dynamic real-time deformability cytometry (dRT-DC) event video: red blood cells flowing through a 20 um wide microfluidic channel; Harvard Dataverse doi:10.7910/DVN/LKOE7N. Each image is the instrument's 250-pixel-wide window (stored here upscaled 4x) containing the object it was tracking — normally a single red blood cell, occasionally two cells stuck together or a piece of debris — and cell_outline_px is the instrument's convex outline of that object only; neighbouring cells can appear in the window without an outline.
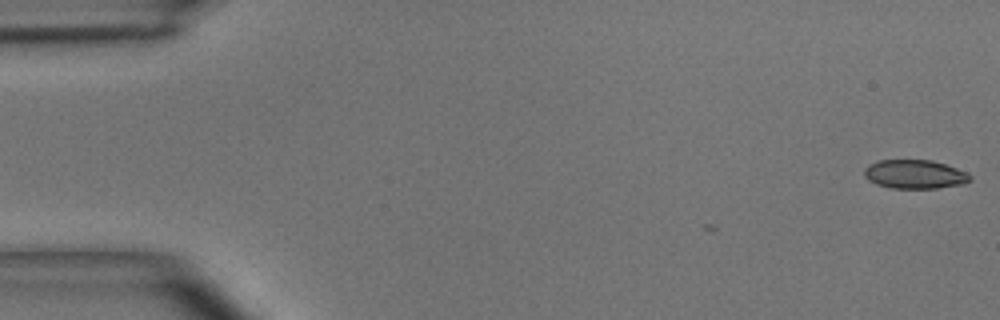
{"species": "common noctule bat (a hibernating species)", "species_latin": "Nyctalus noctula", "temperature_condition": "room temperature", "stored_images_in_passage": 7, "camera_frame_rate_fps": 3000, "um_per_image_px": 0.085, "animal": {"sex": "male", "body_mass_g": 15.6}, "frame": {"image": 1, "passage_image": 1, "time_ms": 0.0, "image_size_px": [1000, 320], "cell_outline_px": [[972, 180], [964, 184], [936, 188], [892, 188], [876, 184], [868, 180], [864, 176], [864, 168], [868, 164], [876, 160], [932, 160], [968, 172], [972, 176]], "centroid_in_image_um": [77.75, 14.81], "position_along_channel_um": 7.2, "area_um2": 17.98}}